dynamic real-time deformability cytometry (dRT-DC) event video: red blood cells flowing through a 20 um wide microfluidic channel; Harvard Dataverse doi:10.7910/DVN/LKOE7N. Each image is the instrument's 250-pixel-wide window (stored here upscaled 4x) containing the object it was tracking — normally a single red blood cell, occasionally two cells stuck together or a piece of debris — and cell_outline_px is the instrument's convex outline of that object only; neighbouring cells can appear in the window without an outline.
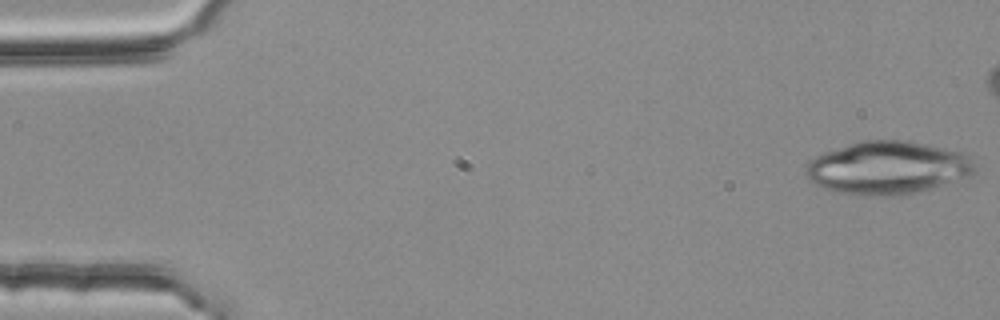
{"species": "common noctule bat (a hibernating species)", "species_latin": "Nyctalus noctula", "temperature_condition": "room temperature", "stored_images_in_passage": 48, "camera_frame_rate_fps": 3000, "um_per_image_px": 0.085, "animal": {"sex": "female", "body_mass_g": 25.1}, "frame": {"image": 1, "passage_image": 1, "time_ms": 0.0, "image_size_px": [1000, 320], "cell_outline_px": [[976, 172], [968, 176], [936, 188], [908, 196], [860, 196], [832, 192], [808, 180], [804, 176], [804, 172], [808, 164], [820, 152], [860, 140], [908, 140], [960, 152], [968, 156], [976, 164]], "centroid_in_image_um": [75.42, 14.29], "position_along_channel_um": 9.6, "area_um2": 53.29}}
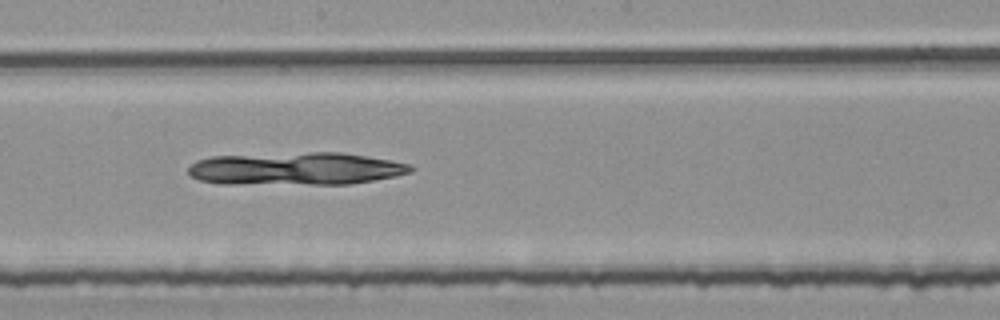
{"frame": {"image": 2, "passage_image": 29, "time_ms": 9.333, "image_size_px": [1000, 320], "cell_outline_px": [[416, 168], [412, 172], [396, 176], [348, 184], [220, 184], [200, 180], [192, 176], [188, 172], [188, 168], [196, 160], [212, 156], [312, 152], [340, 152], [412, 164]], "centroid_in_image_um": [25.15, 14.34], "position_along_channel_um": 223.1, "area_um2": 42.48}}
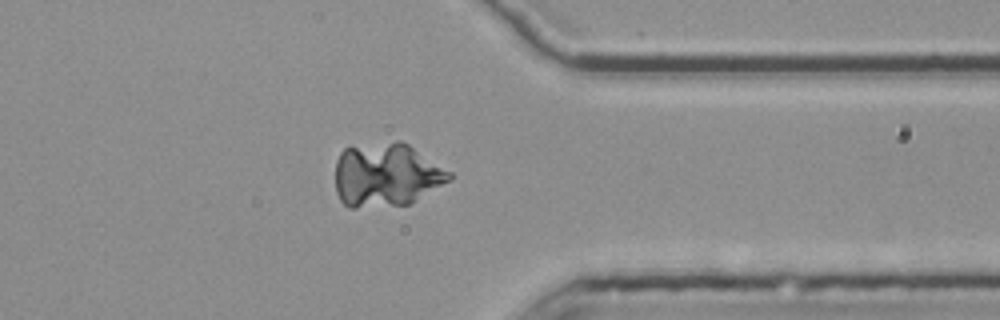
{"frame": {"image": 3, "passage_image": 42, "time_ms": 13.667, "image_size_px": [1000, 320], "cell_outline_px": [[452, 180], [408, 204], [356, 208], [348, 208], [340, 200], [336, 192], [336, 160], [340, 152], [344, 148], [396, 140], [400, 140], [408, 144], [452, 172]], "centroid_in_image_um": [32.84, 14.87], "position_along_channel_um": 378.6, "area_um2": 42.48}}